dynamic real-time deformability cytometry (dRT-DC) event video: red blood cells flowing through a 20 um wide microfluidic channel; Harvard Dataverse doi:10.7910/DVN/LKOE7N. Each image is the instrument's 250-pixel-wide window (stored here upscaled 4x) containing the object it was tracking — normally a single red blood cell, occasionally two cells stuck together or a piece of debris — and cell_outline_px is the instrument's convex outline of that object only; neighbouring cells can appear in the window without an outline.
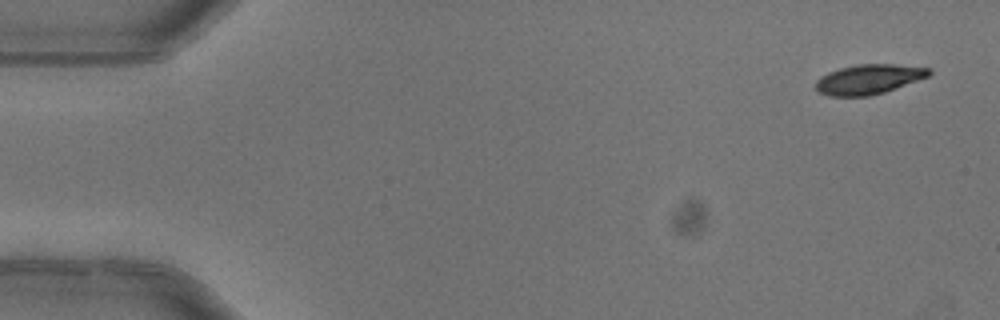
{"species": "common noctule bat (a hibernating species)", "species_latin": "Nyctalus noctula", "temperature_condition": "warm", "stored_images_in_passage": 5, "camera_frame_rate_fps": 3000, "um_per_image_px": 0.085, "animal": {"sex": "female"}, "frame": {"image": 1, "passage_image": 1, "time_ms": 0.0, "image_size_px": [1000, 320], "cell_outline_px": [[932, 72], [928, 76], [884, 92], [868, 96], [828, 96], [820, 92], [816, 88], [816, 80], [820, 76], [828, 72], [840, 68], [856, 64], [892, 64], [928, 68]], "centroid_in_image_um": [73.79, 6.73], "position_along_channel_um": 11.2, "area_um2": 19.42}}